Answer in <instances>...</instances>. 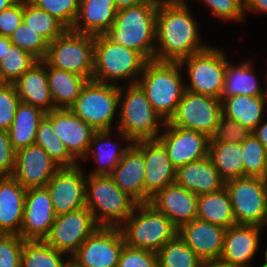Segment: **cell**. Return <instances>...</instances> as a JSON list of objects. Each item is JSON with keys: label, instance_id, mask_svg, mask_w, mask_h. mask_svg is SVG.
Listing matches in <instances>:
<instances>
[{"label": "cell", "instance_id": "6da1fadb", "mask_svg": "<svg viewBox=\"0 0 267 267\" xmlns=\"http://www.w3.org/2000/svg\"><path fill=\"white\" fill-rule=\"evenodd\" d=\"M189 4H159L155 28V61L180 62L205 50L198 21Z\"/></svg>", "mask_w": 267, "mask_h": 267}, {"label": "cell", "instance_id": "7a4b0ae2", "mask_svg": "<svg viewBox=\"0 0 267 267\" xmlns=\"http://www.w3.org/2000/svg\"><path fill=\"white\" fill-rule=\"evenodd\" d=\"M118 136L123 141L157 139L165 121L154 110L138 83L119 84Z\"/></svg>", "mask_w": 267, "mask_h": 267}, {"label": "cell", "instance_id": "3957f363", "mask_svg": "<svg viewBox=\"0 0 267 267\" xmlns=\"http://www.w3.org/2000/svg\"><path fill=\"white\" fill-rule=\"evenodd\" d=\"M158 3H144L118 10L112 27L105 35L114 43L154 60L155 28Z\"/></svg>", "mask_w": 267, "mask_h": 267}, {"label": "cell", "instance_id": "277c9868", "mask_svg": "<svg viewBox=\"0 0 267 267\" xmlns=\"http://www.w3.org/2000/svg\"><path fill=\"white\" fill-rule=\"evenodd\" d=\"M183 69L179 62L150 60L137 83L161 118L168 122L185 91ZM183 76V77H182Z\"/></svg>", "mask_w": 267, "mask_h": 267}, {"label": "cell", "instance_id": "5b68a950", "mask_svg": "<svg viewBox=\"0 0 267 267\" xmlns=\"http://www.w3.org/2000/svg\"><path fill=\"white\" fill-rule=\"evenodd\" d=\"M147 62L141 53L114 43L105 34L95 35L92 80L115 85L123 80L137 83Z\"/></svg>", "mask_w": 267, "mask_h": 267}, {"label": "cell", "instance_id": "8992f818", "mask_svg": "<svg viewBox=\"0 0 267 267\" xmlns=\"http://www.w3.org/2000/svg\"><path fill=\"white\" fill-rule=\"evenodd\" d=\"M85 199L99 227L119 228L139 204L110 175H87Z\"/></svg>", "mask_w": 267, "mask_h": 267}, {"label": "cell", "instance_id": "52a82bcc", "mask_svg": "<svg viewBox=\"0 0 267 267\" xmlns=\"http://www.w3.org/2000/svg\"><path fill=\"white\" fill-rule=\"evenodd\" d=\"M126 245L158 252L178 232L171 220L150 203H140L119 227Z\"/></svg>", "mask_w": 267, "mask_h": 267}, {"label": "cell", "instance_id": "ba28073f", "mask_svg": "<svg viewBox=\"0 0 267 267\" xmlns=\"http://www.w3.org/2000/svg\"><path fill=\"white\" fill-rule=\"evenodd\" d=\"M95 35L77 33L67 29L62 35L48 43L43 58L46 66L62 69L93 78Z\"/></svg>", "mask_w": 267, "mask_h": 267}, {"label": "cell", "instance_id": "9c48e42d", "mask_svg": "<svg viewBox=\"0 0 267 267\" xmlns=\"http://www.w3.org/2000/svg\"><path fill=\"white\" fill-rule=\"evenodd\" d=\"M118 107L119 85L88 80L69 109L96 131H101L114 130L112 125L118 116Z\"/></svg>", "mask_w": 267, "mask_h": 267}, {"label": "cell", "instance_id": "30bf717a", "mask_svg": "<svg viewBox=\"0 0 267 267\" xmlns=\"http://www.w3.org/2000/svg\"><path fill=\"white\" fill-rule=\"evenodd\" d=\"M225 52L210 44L205 50L181 60L179 64L183 70L186 67L189 80L185 89L221 99L227 64Z\"/></svg>", "mask_w": 267, "mask_h": 267}, {"label": "cell", "instance_id": "8fae6325", "mask_svg": "<svg viewBox=\"0 0 267 267\" xmlns=\"http://www.w3.org/2000/svg\"><path fill=\"white\" fill-rule=\"evenodd\" d=\"M236 225L267 226V180L243 176L225 181Z\"/></svg>", "mask_w": 267, "mask_h": 267}, {"label": "cell", "instance_id": "7c38bea8", "mask_svg": "<svg viewBox=\"0 0 267 267\" xmlns=\"http://www.w3.org/2000/svg\"><path fill=\"white\" fill-rule=\"evenodd\" d=\"M222 115L221 99L185 89L169 124L212 135Z\"/></svg>", "mask_w": 267, "mask_h": 267}, {"label": "cell", "instance_id": "4fadbf2b", "mask_svg": "<svg viewBox=\"0 0 267 267\" xmlns=\"http://www.w3.org/2000/svg\"><path fill=\"white\" fill-rule=\"evenodd\" d=\"M120 228L98 227L70 257L76 267H117L124 246Z\"/></svg>", "mask_w": 267, "mask_h": 267}, {"label": "cell", "instance_id": "5bb4252c", "mask_svg": "<svg viewBox=\"0 0 267 267\" xmlns=\"http://www.w3.org/2000/svg\"><path fill=\"white\" fill-rule=\"evenodd\" d=\"M98 227L92 212L83 207L56 216L44 241L70 258Z\"/></svg>", "mask_w": 267, "mask_h": 267}, {"label": "cell", "instance_id": "9a60e30c", "mask_svg": "<svg viewBox=\"0 0 267 267\" xmlns=\"http://www.w3.org/2000/svg\"><path fill=\"white\" fill-rule=\"evenodd\" d=\"M81 167H60L46 184L56 216L86 207L87 175Z\"/></svg>", "mask_w": 267, "mask_h": 267}, {"label": "cell", "instance_id": "2e32d148", "mask_svg": "<svg viewBox=\"0 0 267 267\" xmlns=\"http://www.w3.org/2000/svg\"><path fill=\"white\" fill-rule=\"evenodd\" d=\"M157 138L165 147L172 165L177 169L208 157L210 137L206 134L176 127L168 122Z\"/></svg>", "mask_w": 267, "mask_h": 267}, {"label": "cell", "instance_id": "e0dca14e", "mask_svg": "<svg viewBox=\"0 0 267 267\" xmlns=\"http://www.w3.org/2000/svg\"><path fill=\"white\" fill-rule=\"evenodd\" d=\"M133 145L142 153L145 167V203L159 190L175 183L176 168L158 139L139 140Z\"/></svg>", "mask_w": 267, "mask_h": 267}, {"label": "cell", "instance_id": "ac0fdd59", "mask_svg": "<svg viewBox=\"0 0 267 267\" xmlns=\"http://www.w3.org/2000/svg\"><path fill=\"white\" fill-rule=\"evenodd\" d=\"M55 218L51 196L46 186L28 188L20 237L23 240H44Z\"/></svg>", "mask_w": 267, "mask_h": 267}, {"label": "cell", "instance_id": "d6986e66", "mask_svg": "<svg viewBox=\"0 0 267 267\" xmlns=\"http://www.w3.org/2000/svg\"><path fill=\"white\" fill-rule=\"evenodd\" d=\"M45 117L52 123L54 133L69 153L81 164L96 130L68 108H55L45 113Z\"/></svg>", "mask_w": 267, "mask_h": 267}, {"label": "cell", "instance_id": "ffe728a7", "mask_svg": "<svg viewBox=\"0 0 267 267\" xmlns=\"http://www.w3.org/2000/svg\"><path fill=\"white\" fill-rule=\"evenodd\" d=\"M60 167L36 144L16 151L12 177L24 188L45 187Z\"/></svg>", "mask_w": 267, "mask_h": 267}, {"label": "cell", "instance_id": "44dd1931", "mask_svg": "<svg viewBox=\"0 0 267 267\" xmlns=\"http://www.w3.org/2000/svg\"><path fill=\"white\" fill-rule=\"evenodd\" d=\"M263 227L234 225L226 229L220 260L236 267H252Z\"/></svg>", "mask_w": 267, "mask_h": 267}, {"label": "cell", "instance_id": "7402d4cb", "mask_svg": "<svg viewBox=\"0 0 267 267\" xmlns=\"http://www.w3.org/2000/svg\"><path fill=\"white\" fill-rule=\"evenodd\" d=\"M179 229L197 218L198 195L173 183L159 190L149 202Z\"/></svg>", "mask_w": 267, "mask_h": 267}, {"label": "cell", "instance_id": "603a6c76", "mask_svg": "<svg viewBox=\"0 0 267 267\" xmlns=\"http://www.w3.org/2000/svg\"><path fill=\"white\" fill-rule=\"evenodd\" d=\"M226 229L196 218L182 225L177 234L202 261L221 257Z\"/></svg>", "mask_w": 267, "mask_h": 267}, {"label": "cell", "instance_id": "cb8c5ba5", "mask_svg": "<svg viewBox=\"0 0 267 267\" xmlns=\"http://www.w3.org/2000/svg\"><path fill=\"white\" fill-rule=\"evenodd\" d=\"M26 192L12 176L0 178L1 234L20 236Z\"/></svg>", "mask_w": 267, "mask_h": 267}, {"label": "cell", "instance_id": "d4e9b609", "mask_svg": "<svg viewBox=\"0 0 267 267\" xmlns=\"http://www.w3.org/2000/svg\"><path fill=\"white\" fill-rule=\"evenodd\" d=\"M14 85L20 102L39 108L45 113L55 109L47 80V66L42 60L35 62Z\"/></svg>", "mask_w": 267, "mask_h": 267}, {"label": "cell", "instance_id": "484cf974", "mask_svg": "<svg viewBox=\"0 0 267 267\" xmlns=\"http://www.w3.org/2000/svg\"><path fill=\"white\" fill-rule=\"evenodd\" d=\"M175 183L196 195L217 192L225 187V180L209 157L178 167Z\"/></svg>", "mask_w": 267, "mask_h": 267}, {"label": "cell", "instance_id": "4316f807", "mask_svg": "<svg viewBox=\"0 0 267 267\" xmlns=\"http://www.w3.org/2000/svg\"><path fill=\"white\" fill-rule=\"evenodd\" d=\"M110 176L114 183L139 204L145 203V167L142 153L132 144Z\"/></svg>", "mask_w": 267, "mask_h": 267}, {"label": "cell", "instance_id": "83f0119b", "mask_svg": "<svg viewBox=\"0 0 267 267\" xmlns=\"http://www.w3.org/2000/svg\"><path fill=\"white\" fill-rule=\"evenodd\" d=\"M116 12L115 0H80L71 30L90 35L105 34L112 27Z\"/></svg>", "mask_w": 267, "mask_h": 267}, {"label": "cell", "instance_id": "f1b7e54d", "mask_svg": "<svg viewBox=\"0 0 267 267\" xmlns=\"http://www.w3.org/2000/svg\"><path fill=\"white\" fill-rule=\"evenodd\" d=\"M112 134H114L112 130L96 131L93 134L88 153L81 162L92 157L97 166L86 173L87 175H110L125 152L133 144V142H126V145L122 147L120 143H113L112 139L114 137Z\"/></svg>", "mask_w": 267, "mask_h": 267}, {"label": "cell", "instance_id": "f546056e", "mask_svg": "<svg viewBox=\"0 0 267 267\" xmlns=\"http://www.w3.org/2000/svg\"><path fill=\"white\" fill-rule=\"evenodd\" d=\"M222 115L253 131L264 119L265 96L234 95L221 97Z\"/></svg>", "mask_w": 267, "mask_h": 267}, {"label": "cell", "instance_id": "4dcf8cb0", "mask_svg": "<svg viewBox=\"0 0 267 267\" xmlns=\"http://www.w3.org/2000/svg\"><path fill=\"white\" fill-rule=\"evenodd\" d=\"M251 63V60L246 59L238 65H234L227 59L221 97H231L238 94L265 96V89L260 86Z\"/></svg>", "mask_w": 267, "mask_h": 267}, {"label": "cell", "instance_id": "1f68e13d", "mask_svg": "<svg viewBox=\"0 0 267 267\" xmlns=\"http://www.w3.org/2000/svg\"><path fill=\"white\" fill-rule=\"evenodd\" d=\"M47 80L54 108H70L88 82L87 78L47 66Z\"/></svg>", "mask_w": 267, "mask_h": 267}, {"label": "cell", "instance_id": "d6a6232c", "mask_svg": "<svg viewBox=\"0 0 267 267\" xmlns=\"http://www.w3.org/2000/svg\"><path fill=\"white\" fill-rule=\"evenodd\" d=\"M45 112L32 105L20 102L13 123L8 130L12 148L17 151L35 144L36 132Z\"/></svg>", "mask_w": 267, "mask_h": 267}, {"label": "cell", "instance_id": "836d02e7", "mask_svg": "<svg viewBox=\"0 0 267 267\" xmlns=\"http://www.w3.org/2000/svg\"><path fill=\"white\" fill-rule=\"evenodd\" d=\"M197 218L225 229L236 225L229 194L222 190L198 195Z\"/></svg>", "mask_w": 267, "mask_h": 267}, {"label": "cell", "instance_id": "e575fe53", "mask_svg": "<svg viewBox=\"0 0 267 267\" xmlns=\"http://www.w3.org/2000/svg\"><path fill=\"white\" fill-rule=\"evenodd\" d=\"M208 157L225 181L244 176L242 143H209Z\"/></svg>", "mask_w": 267, "mask_h": 267}, {"label": "cell", "instance_id": "d590c367", "mask_svg": "<svg viewBox=\"0 0 267 267\" xmlns=\"http://www.w3.org/2000/svg\"><path fill=\"white\" fill-rule=\"evenodd\" d=\"M44 240H24L21 252V267H65L70 258Z\"/></svg>", "mask_w": 267, "mask_h": 267}, {"label": "cell", "instance_id": "8d00e7d4", "mask_svg": "<svg viewBox=\"0 0 267 267\" xmlns=\"http://www.w3.org/2000/svg\"><path fill=\"white\" fill-rule=\"evenodd\" d=\"M35 144L41 146L59 167H74L79 164L54 133L52 123L46 117L39 123Z\"/></svg>", "mask_w": 267, "mask_h": 267}, {"label": "cell", "instance_id": "74e56055", "mask_svg": "<svg viewBox=\"0 0 267 267\" xmlns=\"http://www.w3.org/2000/svg\"><path fill=\"white\" fill-rule=\"evenodd\" d=\"M23 22L41 35L48 43L67 30L59 20L36 7L29 0H23Z\"/></svg>", "mask_w": 267, "mask_h": 267}, {"label": "cell", "instance_id": "f35d334b", "mask_svg": "<svg viewBox=\"0 0 267 267\" xmlns=\"http://www.w3.org/2000/svg\"><path fill=\"white\" fill-rule=\"evenodd\" d=\"M37 61L29 52L12 45L6 37V53L0 60V83H14Z\"/></svg>", "mask_w": 267, "mask_h": 267}, {"label": "cell", "instance_id": "ab89813d", "mask_svg": "<svg viewBox=\"0 0 267 267\" xmlns=\"http://www.w3.org/2000/svg\"><path fill=\"white\" fill-rule=\"evenodd\" d=\"M158 267H201L202 260L177 234L156 253Z\"/></svg>", "mask_w": 267, "mask_h": 267}, {"label": "cell", "instance_id": "60d3db41", "mask_svg": "<svg viewBox=\"0 0 267 267\" xmlns=\"http://www.w3.org/2000/svg\"><path fill=\"white\" fill-rule=\"evenodd\" d=\"M244 176L265 178L267 171V149L251 133L250 136L242 142Z\"/></svg>", "mask_w": 267, "mask_h": 267}, {"label": "cell", "instance_id": "b9f144b4", "mask_svg": "<svg viewBox=\"0 0 267 267\" xmlns=\"http://www.w3.org/2000/svg\"><path fill=\"white\" fill-rule=\"evenodd\" d=\"M9 38L12 45L29 52L37 60H43L45 57L48 42L23 21Z\"/></svg>", "mask_w": 267, "mask_h": 267}, {"label": "cell", "instance_id": "7bdbcfd3", "mask_svg": "<svg viewBox=\"0 0 267 267\" xmlns=\"http://www.w3.org/2000/svg\"><path fill=\"white\" fill-rule=\"evenodd\" d=\"M36 7L48 12L67 29H71L77 18L80 0H29Z\"/></svg>", "mask_w": 267, "mask_h": 267}, {"label": "cell", "instance_id": "ee69618b", "mask_svg": "<svg viewBox=\"0 0 267 267\" xmlns=\"http://www.w3.org/2000/svg\"><path fill=\"white\" fill-rule=\"evenodd\" d=\"M197 1L204 3L211 14L219 20L238 23L246 19L244 0H196L195 2Z\"/></svg>", "mask_w": 267, "mask_h": 267}, {"label": "cell", "instance_id": "f6af8a7d", "mask_svg": "<svg viewBox=\"0 0 267 267\" xmlns=\"http://www.w3.org/2000/svg\"><path fill=\"white\" fill-rule=\"evenodd\" d=\"M252 133L247 127H244L235 120L229 119L223 115L219 118L217 127L210 136L209 143H242Z\"/></svg>", "mask_w": 267, "mask_h": 267}, {"label": "cell", "instance_id": "bcb514c9", "mask_svg": "<svg viewBox=\"0 0 267 267\" xmlns=\"http://www.w3.org/2000/svg\"><path fill=\"white\" fill-rule=\"evenodd\" d=\"M19 103L14 83H0V130L10 129Z\"/></svg>", "mask_w": 267, "mask_h": 267}, {"label": "cell", "instance_id": "7dc6e473", "mask_svg": "<svg viewBox=\"0 0 267 267\" xmlns=\"http://www.w3.org/2000/svg\"><path fill=\"white\" fill-rule=\"evenodd\" d=\"M23 241L18 235H0V267H21Z\"/></svg>", "mask_w": 267, "mask_h": 267}, {"label": "cell", "instance_id": "c3c4849f", "mask_svg": "<svg viewBox=\"0 0 267 267\" xmlns=\"http://www.w3.org/2000/svg\"><path fill=\"white\" fill-rule=\"evenodd\" d=\"M117 267H158L157 254L124 244Z\"/></svg>", "mask_w": 267, "mask_h": 267}, {"label": "cell", "instance_id": "681fc988", "mask_svg": "<svg viewBox=\"0 0 267 267\" xmlns=\"http://www.w3.org/2000/svg\"><path fill=\"white\" fill-rule=\"evenodd\" d=\"M22 21L23 0H17L14 4L0 12V35L10 37Z\"/></svg>", "mask_w": 267, "mask_h": 267}, {"label": "cell", "instance_id": "f907efd6", "mask_svg": "<svg viewBox=\"0 0 267 267\" xmlns=\"http://www.w3.org/2000/svg\"><path fill=\"white\" fill-rule=\"evenodd\" d=\"M16 151L12 148L8 131L0 130V176H12Z\"/></svg>", "mask_w": 267, "mask_h": 267}, {"label": "cell", "instance_id": "816d5d0a", "mask_svg": "<svg viewBox=\"0 0 267 267\" xmlns=\"http://www.w3.org/2000/svg\"><path fill=\"white\" fill-rule=\"evenodd\" d=\"M246 12L267 14V0H244Z\"/></svg>", "mask_w": 267, "mask_h": 267}, {"label": "cell", "instance_id": "f5cc1de1", "mask_svg": "<svg viewBox=\"0 0 267 267\" xmlns=\"http://www.w3.org/2000/svg\"><path fill=\"white\" fill-rule=\"evenodd\" d=\"M252 133L258 138V140L267 149V120H263Z\"/></svg>", "mask_w": 267, "mask_h": 267}, {"label": "cell", "instance_id": "db71d44e", "mask_svg": "<svg viewBox=\"0 0 267 267\" xmlns=\"http://www.w3.org/2000/svg\"><path fill=\"white\" fill-rule=\"evenodd\" d=\"M144 3H157V2L155 0H115L117 11L129 7L138 6Z\"/></svg>", "mask_w": 267, "mask_h": 267}, {"label": "cell", "instance_id": "11a10c76", "mask_svg": "<svg viewBox=\"0 0 267 267\" xmlns=\"http://www.w3.org/2000/svg\"><path fill=\"white\" fill-rule=\"evenodd\" d=\"M201 267H236V266H232L218 259V260L202 261Z\"/></svg>", "mask_w": 267, "mask_h": 267}, {"label": "cell", "instance_id": "9f6ffc18", "mask_svg": "<svg viewBox=\"0 0 267 267\" xmlns=\"http://www.w3.org/2000/svg\"><path fill=\"white\" fill-rule=\"evenodd\" d=\"M158 4H188V0H155Z\"/></svg>", "mask_w": 267, "mask_h": 267}, {"label": "cell", "instance_id": "6f0895ef", "mask_svg": "<svg viewBox=\"0 0 267 267\" xmlns=\"http://www.w3.org/2000/svg\"><path fill=\"white\" fill-rule=\"evenodd\" d=\"M6 53V37L0 35V60Z\"/></svg>", "mask_w": 267, "mask_h": 267}, {"label": "cell", "instance_id": "680465c9", "mask_svg": "<svg viewBox=\"0 0 267 267\" xmlns=\"http://www.w3.org/2000/svg\"><path fill=\"white\" fill-rule=\"evenodd\" d=\"M17 0H0V12L14 4Z\"/></svg>", "mask_w": 267, "mask_h": 267}, {"label": "cell", "instance_id": "91938a15", "mask_svg": "<svg viewBox=\"0 0 267 267\" xmlns=\"http://www.w3.org/2000/svg\"><path fill=\"white\" fill-rule=\"evenodd\" d=\"M265 97H266V99H267V72H266V77H265Z\"/></svg>", "mask_w": 267, "mask_h": 267}, {"label": "cell", "instance_id": "94428289", "mask_svg": "<svg viewBox=\"0 0 267 267\" xmlns=\"http://www.w3.org/2000/svg\"><path fill=\"white\" fill-rule=\"evenodd\" d=\"M263 257H264V259H265V260H264V263L267 264V249H266V251L264 252V256H263Z\"/></svg>", "mask_w": 267, "mask_h": 267}, {"label": "cell", "instance_id": "6125c7cd", "mask_svg": "<svg viewBox=\"0 0 267 267\" xmlns=\"http://www.w3.org/2000/svg\"><path fill=\"white\" fill-rule=\"evenodd\" d=\"M65 267H76L72 262H69Z\"/></svg>", "mask_w": 267, "mask_h": 267}, {"label": "cell", "instance_id": "be15d7a7", "mask_svg": "<svg viewBox=\"0 0 267 267\" xmlns=\"http://www.w3.org/2000/svg\"><path fill=\"white\" fill-rule=\"evenodd\" d=\"M259 267H267V264L262 263Z\"/></svg>", "mask_w": 267, "mask_h": 267}]
</instances>
